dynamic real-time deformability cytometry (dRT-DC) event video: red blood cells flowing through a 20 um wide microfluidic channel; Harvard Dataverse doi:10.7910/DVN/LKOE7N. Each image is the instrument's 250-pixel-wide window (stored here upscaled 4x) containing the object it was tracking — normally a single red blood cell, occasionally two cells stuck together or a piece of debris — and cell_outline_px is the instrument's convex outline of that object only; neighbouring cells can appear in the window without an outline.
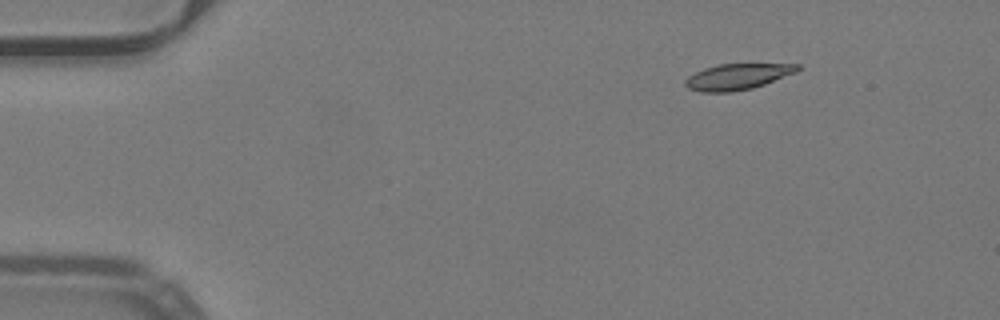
{"species": "common noctule bat (a hibernating species)", "species_latin": "Nyctalus noctula", "temperature_condition": "warm", "stored_images_in_passage": 46, "camera_frame_rate_fps": 3000, "um_per_image_px": 0.085, "animal": {"sex": "male", "body_mass_g": 19.2, "forearm_length_mm": 51.8}, "frame": {"image": 1, "passage_image": 1, "time_ms": 0.0, "image_size_px": [1000, 320], "cell_outline_px": [[800, 68], [796, 72], [764, 84], [752, 88], [732, 92], [700, 92], [688, 88], [684, 84], [684, 80], [688, 76], [704, 68], [720, 64], [800, 64]], "centroid_in_image_um": [62.65, 6.52], "position_along_channel_um": 22.3, "area_um2": 16.88}}
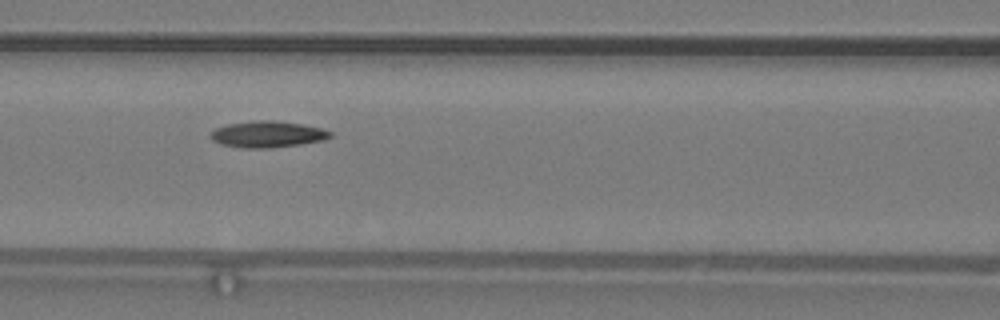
{"frame": {"image": 2, "passage_image": 17, "time_ms": 5.333, "image_size_px": [1000, 320], "cell_outline_px": [[332, 136], [324, 140], [300, 144], [272, 148], [244, 148], [220, 144], [212, 140], [212, 132], [216, 128], [228, 124], [256, 120], [272, 120], [300, 124], [320, 128], [332, 132]], "centroid_in_image_um": [22.75, 11.42], "position_along_channel_um": 143.9, "area_um2": 18.21}}
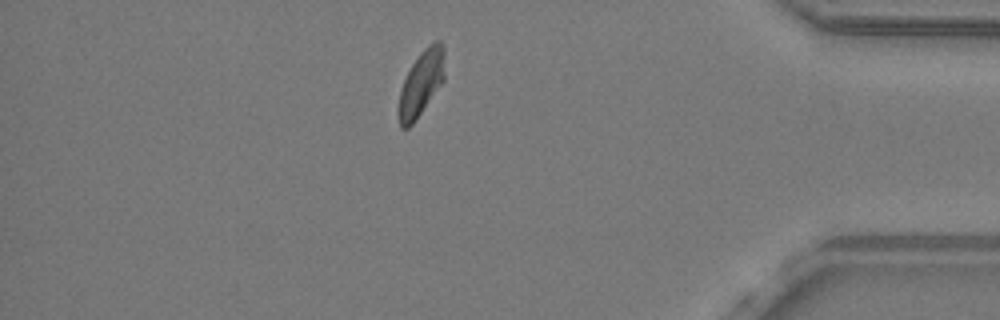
{"frame": {"image": 3, "passage_image": 39, "time_ms": 12.667, "image_size_px": [1000, 320], "cell_outline_px": [[444, 80], [412, 124], [408, 128], [400, 128], [396, 112], [396, 108], [400, 88], [412, 64], [420, 52], [428, 44], [436, 40], [440, 40], [444, 48]], "centroid_in_image_um": [35.76, 7.09], "position_along_channel_um": 399.4, "area_um2": 17.69}, "authors_computed_cell_mechanics": {"area_um2": 17.8024, "velocity_mm_per_s": 3.9817, "shape_relaxation_time_tau1_ms": 6.664, "shape_relaxation_time_tau2_ms": 5.2372, "deformation_change_tau1": 0.1616, "deformation_change_tau2": 0.1029}}